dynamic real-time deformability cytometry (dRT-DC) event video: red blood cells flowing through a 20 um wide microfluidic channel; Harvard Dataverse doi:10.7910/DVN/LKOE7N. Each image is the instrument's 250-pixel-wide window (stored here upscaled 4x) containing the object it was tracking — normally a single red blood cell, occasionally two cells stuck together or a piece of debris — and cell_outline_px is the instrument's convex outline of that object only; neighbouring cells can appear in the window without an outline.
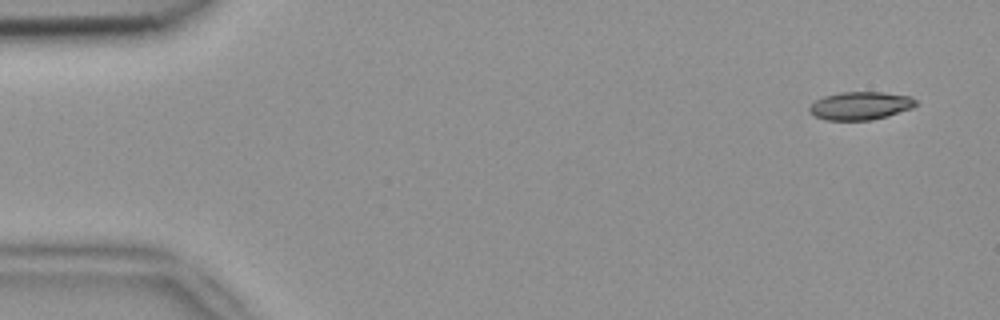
{"species": "common noctule bat (a hibernating species)", "species_latin": "Nyctalus noctula", "temperature_condition": "room temperature", "stored_images_in_passage": 6, "camera_frame_rate_fps": 3000, "um_per_image_px": 0.085, "animal": {"sex": "female", "body_mass_g": 18.4}, "frame": {"image": 1, "passage_image": 1, "time_ms": 0.0, "image_size_px": [1000, 320], "cell_outline_px": [[916, 104], [912, 108], [888, 116], [872, 120], [824, 120], [808, 112], [808, 108], [816, 100], [824, 96], [840, 92], [884, 92], [908, 96], [916, 100]], "centroid_in_image_um": [73.11, 8.99], "position_along_channel_um": 11.9, "area_um2": 17.4}}
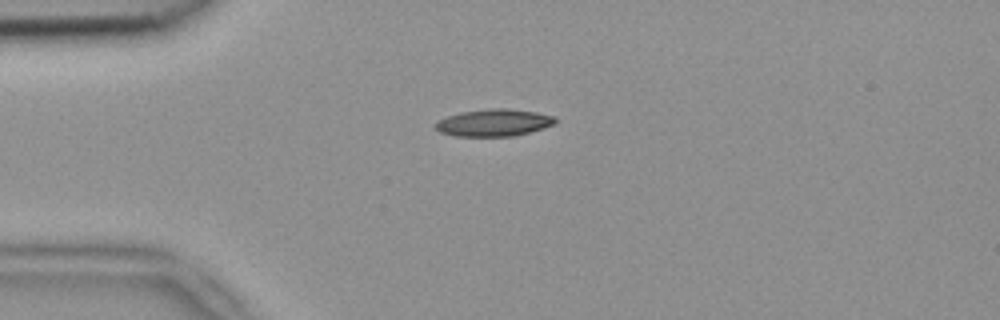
{"frame": {"image": 2, "passage_image": 4, "time_ms": 1.0, "image_size_px": [1000, 320], "cell_outline_px": [[556, 124], [544, 128], [512, 136], [456, 136], [440, 132], [436, 128], [436, 124], [440, 120], [448, 116], [460, 112], [488, 108], [508, 108], [536, 112], [556, 116]], "centroid_in_image_um": [42.03, 10.42], "position_along_channel_um": 43.0, "area_um2": 18.9}}
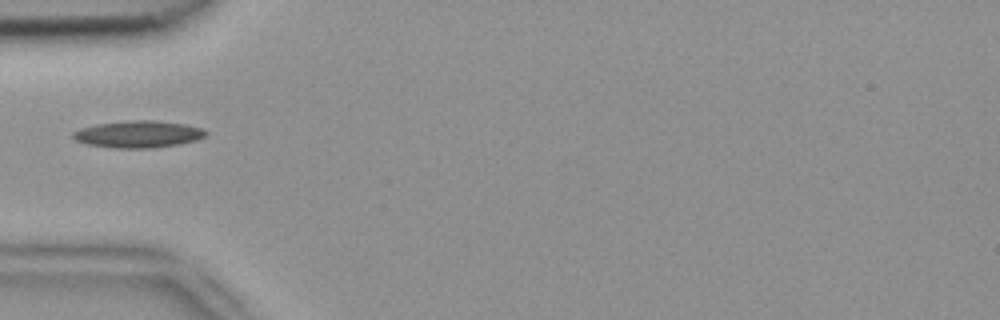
{"frame": {"image": 3, "passage_image": 5, "time_ms": 1.333, "image_size_px": [1000, 320], "cell_outline_px": [[208, 132], [204, 136], [196, 140], [180, 144], [148, 148], [116, 148], [88, 144], [76, 140], [72, 136], [72, 132], [80, 128], [96, 124], [128, 120], [156, 120], [184, 124], [204, 128]], "centroid_in_image_um": [11.76, 11.39], "position_along_channel_um": 73.2, "area_um2": 20.87}}